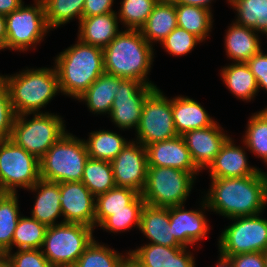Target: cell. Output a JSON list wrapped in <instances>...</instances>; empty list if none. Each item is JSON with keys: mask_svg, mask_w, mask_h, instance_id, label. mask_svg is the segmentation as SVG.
Here are the masks:
<instances>
[{"mask_svg": "<svg viewBox=\"0 0 267 267\" xmlns=\"http://www.w3.org/2000/svg\"><path fill=\"white\" fill-rule=\"evenodd\" d=\"M246 129L243 143L267 164V108L254 113Z\"/></svg>", "mask_w": 267, "mask_h": 267, "instance_id": "36", "label": "cell"}, {"mask_svg": "<svg viewBox=\"0 0 267 267\" xmlns=\"http://www.w3.org/2000/svg\"><path fill=\"white\" fill-rule=\"evenodd\" d=\"M199 42L202 41L197 36L177 26L160 44L168 54L182 56L191 52Z\"/></svg>", "mask_w": 267, "mask_h": 267, "instance_id": "41", "label": "cell"}, {"mask_svg": "<svg viewBox=\"0 0 267 267\" xmlns=\"http://www.w3.org/2000/svg\"><path fill=\"white\" fill-rule=\"evenodd\" d=\"M62 222L95 227V196L81 181L60 183Z\"/></svg>", "mask_w": 267, "mask_h": 267, "instance_id": "15", "label": "cell"}, {"mask_svg": "<svg viewBox=\"0 0 267 267\" xmlns=\"http://www.w3.org/2000/svg\"><path fill=\"white\" fill-rule=\"evenodd\" d=\"M88 159L84 140L66 132L39 160L40 179L57 183L81 181Z\"/></svg>", "mask_w": 267, "mask_h": 267, "instance_id": "5", "label": "cell"}, {"mask_svg": "<svg viewBox=\"0 0 267 267\" xmlns=\"http://www.w3.org/2000/svg\"><path fill=\"white\" fill-rule=\"evenodd\" d=\"M103 52L106 73L157 88L147 78L154 61L153 46L146 41L140 30L121 31Z\"/></svg>", "mask_w": 267, "mask_h": 267, "instance_id": "2", "label": "cell"}, {"mask_svg": "<svg viewBox=\"0 0 267 267\" xmlns=\"http://www.w3.org/2000/svg\"><path fill=\"white\" fill-rule=\"evenodd\" d=\"M169 208L145 204L141 211L139 230L152 243L168 247H183L174 238L170 227Z\"/></svg>", "mask_w": 267, "mask_h": 267, "instance_id": "21", "label": "cell"}, {"mask_svg": "<svg viewBox=\"0 0 267 267\" xmlns=\"http://www.w3.org/2000/svg\"><path fill=\"white\" fill-rule=\"evenodd\" d=\"M126 254L118 267H143L129 252Z\"/></svg>", "mask_w": 267, "mask_h": 267, "instance_id": "50", "label": "cell"}, {"mask_svg": "<svg viewBox=\"0 0 267 267\" xmlns=\"http://www.w3.org/2000/svg\"><path fill=\"white\" fill-rule=\"evenodd\" d=\"M84 142L89 158L110 162L128 143L120 134L104 129L90 132L89 139Z\"/></svg>", "mask_w": 267, "mask_h": 267, "instance_id": "29", "label": "cell"}, {"mask_svg": "<svg viewBox=\"0 0 267 267\" xmlns=\"http://www.w3.org/2000/svg\"><path fill=\"white\" fill-rule=\"evenodd\" d=\"M23 3L22 0H0V14L6 16L17 10Z\"/></svg>", "mask_w": 267, "mask_h": 267, "instance_id": "47", "label": "cell"}, {"mask_svg": "<svg viewBox=\"0 0 267 267\" xmlns=\"http://www.w3.org/2000/svg\"><path fill=\"white\" fill-rule=\"evenodd\" d=\"M229 258L234 267H265L263 252L242 253Z\"/></svg>", "mask_w": 267, "mask_h": 267, "instance_id": "46", "label": "cell"}, {"mask_svg": "<svg viewBox=\"0 0 267 267\" xmlns=\"http://www.w3.org/2000/svg\"><path fill=\"white\" fill-rule=\"evenodd\" d=\"M260 215L232 218L234 223L219 237L220 254L229 257L267 250V219Z\"/></svg>", "mask_w": 267, "mask_h": 267, "instance_id": "12", "label": "cell"}, {"mask_svg": "<svg viewBox=\"0 0 267 267\" xmlns=\"http://www.w3.org/2000/svg\"><path fill=\"white\" fill-rule=\"evenodd\" d=\"M0 267H8L7 252L0 251Z\"/></svg>", "mask_w": 267, "mask_h": 267, "instance_id": "52", "label": "cell"}, {"mask_svg": "<svg viewBox=\"0 0 267 267\" xmlns=\"http://www.w3.org/2000/svg\"><path fill=\"white\" fill-rule=\"evenodd\" d=\"M34 6L24 3L6 15V49L28 51L43 40L49 32L42 0H34Z\"/></svg>", "mask_w": 267, "mask_h": 267, "instance_id": "10", "label": "cell"}, {"mask_svg": "<svg viewBox=\"0 0 267 267\" xmlns=\"http://www.w3.org/2000/svg\"><path fill=\"white\" fill-rule=\"evenodd\" d=\"M177 26L176 4L170 0H159L140 31L153 45V42L161 43Z\"/></svg>", "mask_w": 267, "mask_h": 267, "instance_id": "26", "label": "cell"}, {"mask_svg": "<svg viewBox=\"0 0 267 267\" xmlns=\"http://www.w3.org/2000/svg\"><path fill=\"white\" fill-rule=\"evenodd\" d=\"M139 195L129 188L114 187L95 197V226H99L111 212L129 210V204Z\"/></svg>", "mask_w": 267, "mask_h": 267, "instance_id": "31", "label": "cell"}, {"mask_svg": "<svg viewBox=\"0 0 267 267\" xmlns=\"http://www.w3.org/2000/svg\"><path fill=\"white\" fill-rule=\"evenodd\" d=\"M170 1L174 2L175 4H186L211 10L210 4L213 0H170Z\"/></svg>", "mask_w": 267, "mask_h": 267, "instance_id": "48", "label": "cell"}, {"mask_svg": "<svg viewBox=\"0 0 267 267\" xmlns=\"http://www.w3.org/2000/svg\"><path fill=\"white\" fill-rule=\"evenodd\" d=\"M184 205L169 207L170 227L175 240L183 247L194 246L206 238L208 220L201 210H185ZM194 244V245H193Z\"/></svg>", "mask_w": 267, "mask_h": 267, "instance_id": "18", "label": "cell"}, {"mask_svg": "<svg viewBox=\"0 0 267 267\" xmlns=\"http://www.w3.org/2000/svg\"><path fill=\"white\" fill-rule=\"evenodd\" d=\"M211 11L198 6L176 4L177 25L203 42L213 27Z\"/></svg>", "mask_w": 267, "mask_h": 267, "instance_id": "30", "label": "cell"}, {"mask_svg": "<svg viewBox=\"0 0 267 267\" xmlns=\"http://www.w3.org/2000/svg\"><path fill=\"white\" fill-rule=\"evenodd\" d=\"M47 226L32 217L20 216L12 239L13 246L19 249H41Z\"/></svg>", "mask_w": 267, "mask_h": 267, "instance_id": "37", "label": "cell"}, {"mask_svg": "<svg viewBox=\"0 0 267 267\" xmlns=\"http://www.w3.org/2000/svg\"><path fill=\"white\" fill-rule=\"evenodd\" d=\"M125 256L104 244H99L94 238L73 267H118Z\"/></svg>", "mask_w": 267, "mask_h": 267, "instance_id": "40", "label": "cell"}, {"mask_svg": "<svg viewBox=\"0 0 267 267\" xmlns=\"http://www.w3.org/2000/svg\"><path fill=\"white\" fill-rule=\"evenodd\" d=\"M227 88L238 99L251 101L258 90V83L246 62H234L220 70Z\"/></svg>", "mask_w": 267, "mask_h": 267, "instance_id": "28", "label": "cell"}, {"mask_svg": "<svg viewBox=\"0 0 267 267\" xmlns=\"http://www.w3.org/2000/svg\"><path fill=\"white\" fill-rule=\"evenodd\" d=\"M172 112L174 127L179 136L187 131L211 126L216 122L200 103L187 96L172 98Z\"/></svg>", "mask_w": 267, "mask_h": 267, "instance_id": "24", "label": "cell"}, {"mask_svg": "<svg viewBox=\"0 0 267 267\" xmlns=\"http://www.w3.org/2000/svg\"><path fill=\"white\" fill-rule=\"evenodd\" d=\"M208 169L210 179L246 177L254 175L259 170L249 166L246 152L242 147L236 146L230 137L222 145Z\"/></svg>", "mask_w": 267, "mask_h": 267, "instance_id": "20", "label": "cell"}, {"mask_svg": "<svg viewBox=\"0 0 267 267\" xmlns=\"http://www.w3.org/2000/svg\"><path fill=\"white\" fill-rule=\"evenodd\" d=\"M246 63L257 80L258 90L261 88L267 91V54L261 50Z\"/></svg>", "mask_w": 267, "mask_h": 267, "instance_id": "44", "label": "cell"}, {"mask_svg": "<svg viewBox=\"0 0 267 267\" xmlns=\"http://www.w3.org/2000/svg\"><path fill=\"white\" fill-rule=\"evenodd\" d=\"M61 93L78 99L104 70V52L78 39L55 58Z\"/></svg>", "mask_w": 267, "mask_h": 267, "instance_id": "3", "label": "cell"}, {"mask_svg": "<svg viewBox=\"0 0 267 267\" xmlns=\"http://www.w3.org/2000/svg\"><path fill=\"white\" fill-rule=\"evenodd\" d=\"M118 19L116 12L83 17L79 23L77 38L104 49L121 32Z\"/></svg>", "mask_w": 267, "mask_h": 267, "instance_id": "23", "label": "cell"}, {"mask_svg": "<svg viewBox=\"0 0 267 267\" xmlns=\"http://www.w3.org/2000/svg\"><path fill=\"white\" fill-rule=\"evenodd\" d=\"M155 86L145 85L134 79L120 78V86L109 114L112 122L120 129H137L146 97Z\"/></svg>", "mask_w": 267, "mask_h": 267, "instance_id": "13", "label": "cell"}, {"mask_svg": "<svg viewBox=\"0 0 267 267\" xmlns=\"http://www.w3.org/2000/svg\"><path fill=\"white\" fill-rule=\"evenodd\" d=\"M202 209L228 219L260 214L267 204V178L260 169L246 177L213 178Z\"/></svg>", "mask_w": 267, "mask_h": 267, "instance_id": "1", "label": "cell"}, {"mask_svg": "<svg viewBox=\"0 0 267 267\" xmlns=\"http://www.w3.org/2000/svg\"><path fill=\"white\" fill-rule=\"evenodd\" d=\"M17 193L0 195V251L11 252L12 239L20 219Z\"/></svg>", "mask_w": 267, "mask_h": 267, "instance_id": "34", "label": "cell"}, {"mask_svg": "<svg viewBox=\"0 0 267 267\" xmlns=\"http://www.w3.org/2000/svg\"><path fill=\"white\" fill-rule=\"evenodd\" d=\"M81 182L95 197L116 187L111 162L89 158Z\"/></svg>", "mask_w": 267, "mask_h": 267, "instance_id": "32", "label": "cell"}, {"mask_svg": "<svg viewBox=\"0 0 267 267\" xmlns=\"http://www.w3.org/2000/svg\"><path fill=\"white\" fill-rule=\"evenodd\" d=\"M218 122L213 125L185 132L182 138L190 151L191 158L199 170L207 169L230 137Z\"/></svg>", "mask_w": 267, "mask_h": 267, "instance_id": "16", "label": "cell"}, {"mask_svg": "<svg viewBox=\"0 0 267 267\" xmlns=\"http://www.w3.org/2000/svg\"><path fill=\"white\" fill-rule=\"evenodd\" d=\"M40 179L39 160L11 139L0 140V189L17 193L29 189Z\"/></svg>", "mask_w": 267, "mask_h": 267, "instance_id": "9", "label": "cell"}, {"mask_svg": "<svg viewBox=\"0 0 267 267\" xmlns=\"http://www.w3.org/2000/svg\"><path fill=\"white\" fill-rule=\"evenodd\" d=\"M28 190L37 192L31 217L48 226L56 223V219L62 216L60 203V183L39 179L35 185Z\"/></svg>", "mask_w": 267, "mask_h": 267, "instance_id": "22", "label": "cell"}, {"mask_svg": "<svg viewBox=\"0 0 267 267\" xmlns=\"http://www.w3.org/2000/svg\"><path fill=\"white\" fill-rule=\"evenodd\" d=\"M93 231L90 226L76 223L48 226L41 251L52 267H73L93 241Z\"/></svg>", "mask_w": 267, "mask_h": 267, "instance_id": "6", "label": "cell"}, {"mask_svg": "<svg viewBox=\"0 0 267 267\" xmlns=\"http://www.w3.org/2000/svg\"><path fill=\"white\" fill-rule=\"evenodd\" d=\"M45 18L50 30L67 24L73 18H83L85 0H42Z\"/></svg>", "mask_w": 267, "mask_h": 267, "instance_id": "35", "label": "cell"}, {"mask_svg": "<svg viewBox=\"0 0 267 267\" xmlns=\"http://www.w3.org/2000/svg\"><path fill=\"white\" fill-rule=\"evenodd\" d=\"M17 115L13 125L11 140L40 160L48 149L67 131L63 118L53 113Z\"/></svg>", "mask_w": 267, "mask_h": 267, "instance_id": "7", "label": "cell"}, {"mask_svg": "<svg viewBox=\"0 0 267 267\" xmlns=\"http://www.w3.org/2000/svg\"><path fill=\"white\" fill-rule=\"evenodd\" d=\"M136 142V143H135ZM116 187L129 188L141 194L144 190L148 160L146 147L130 141L111 161Z\"/></svg>", "mask_w": 267, "mask_h": 267, "instance_id": "14", "label": "cell"}, {"mask_svg": "<svg viewBox=\"0 0 267 267\" xmlns=\"http://www.w3.org/2000/svg\"><path fill=\"white\" fill-rule=\"evenodd\" d=\"M237 12L236 23L267 35V0H227Z\"/></svg>", "mask_w": 267, "mask_h": 267, "instance_id": "33", "label": "cell"}, {"mask_svg": "<svg viewBox=\"0 0 267 267\" xmlns=\"http://www.w3.org/2000/svg\"><path fill=\"white\" fill-rule=\"evenodd\" d=\"M148 166L171 167L198 174L199 169L194 164L182 136L155 142L145 146Z\"/></svg>", "mask_w": 267, "mask_h": 267, "instance_id": "17", "label": "cell"}, {"mask_svg": "<svg viewBox=\"0 0 267 267\" xmlns=\"http://www.w3.org/2000/svg\"><path fill=\"white\" fill-rule=\"evenodd\" d=\"M198 174L171 167L148 166L147 179L141 193L145 204L154 207H174L187 200Z\"/></svg>", "mask_w": 267, "mask_h": 267, "instance_id": "8", "label": "cell"}, {"mask_svg": "<svg viewBox=\"0 0 267 267\" xmlns=\"http://www.w3.org/2000/svg\"><path fill=\"white\" fill-rule=\"evenodd\" d=\"M114 0H85L83 17H92L115 12L111 7Z\"/></svg>", "mask_w": 267, "mask_h": 267, "instance_id": "45", "label": "cell"}, {"mask_svg": "<svg viewBox=\"0 0 267 267\" xmlns=\"http://www.w3.org/2000/svg\"><path fill=\"white\" fill-rule=\"evenodd\" d=\"M6 49V17L0 14V50Z\"/></svg>", "mask_w": 267, "mask_h": 267, "instance_id": "49", "label": "cell"}, {"mask_svg": "<svg viewBox=\"0 0 267 267\" xmlns=\"http://www.w3.org/2000/svg\"><path fill=\"white\" fill-rule=\"evenodd\" d=\"M264 266L267 267V250L263 251Z\"/></svg>", "mask_w": 267, "mask_h": 267, "instance_id": "53", "label": "cell"}, {"mask_svg": "<svg viewBox=\"0 0 267 267\" xmlns=\"http://www.w3.org/2000/svg\"><path fill=\"white\" fill-rule=\"evenodd\" d=\"M145 201L141 194H139L130 204L129 210H120L111 212V216L107 217L99 226L103 230L110 232L129 231L132 227L139 228L140 216Z\"/></svg>", "mask_w": 267, "mask_h": 267, "instance_id": "38", "label": "cell"}, {"mask_svg": "<svg viewBox=\"0 0 267 267\" xmlns=\"http://www.w3.org/2000/svg\"><path fill=\"white\" fill-rule=\"evenodd\" d=\"M159 0H122L117 17L126 29L140 30Z\"/></svg>", "mask_w": 267, "mask_h": 267, "instance_id": "39", "label": "cell"}, {"mask_svg": "<svg viewBox=\"0 0 267 267\" xmlns=\"http://www.w3.org/2000/svg\"><path fill=\"white\" fill-rule=\"evenodd\" d=\"M119 86V77L104 72L89 86L78 100L85 101L90 112H94V114H110Z\"/></svg>", "mask_w": 267, "mask_h": 267, "instance_id": "27", "label": "cell"}, {"mask_svg": "<svg viewBox=\"0 0 267 267\" xmlns=\"http://www.w3.org/2000/svg\"><path fill=\"white\" fill-rule=\"evenodd\" d=\"M8 267H52L41 249H19L7 252Z\"/></svg>", "mask_w": 267, "mask_h": 267, "instance_id": "43", "label": "cell"}, {"mask_svg": "<svg viewBox=\"0 0 267 267\" xmlns=\"http://www.w3.org/2000/svg\"><path fill=\"white\" fill-rule=\"evenodd\" d=\"M137 142L143 146L178 136L173 122L172 99L155 88L145 99L137 127Z\"/></svg>", "mask_w": 267, "mask_h": 267, "instance_id": "11", "label": "cell"}, {"mask_svg": "<svg viewBox=\"0 0 267 267\" xmlns=\"http://www.w3.org/2000/svg\"><path fill=\"white\" fill-rule=\"evenodd\" d=\"M16 116L7 83L0 75V140L11 138Z\"/></svg>", "mask_w": 267, "mask_h": 267, "instance_id": "42", "label": "cell"}, {"mask_svg": "<svg viewBox=\"0 0 267 267\" xmlns=\"http://www.w3.org/2000/svg\"><path fill=\"white\" fill-rule=\"evenodd\" d=\"M218 263L215 267H234L231 259L229 257L219 254Z\"/></svg>", "mask_w": 267, "mask_h": 267, "instance_id": "51", "label": "cell"}, {"mask_svg": "<svg viewBox=\"0 0 267 267\" xmlns=\"http://www.w3.org/2000/svg\"><path fill=\"white\" fill-rule=\"evenodd\" d=\"M3 77L16 115L43 113L40 109L61 92L55 67L27 68L19 74Z\"/></svg>", "mask_w": 267, "mask_h": 267, "instance_id": "4", "label": "cell"}, {"mask_svg": "<svg viewBox=\"0 0 267 267\" xmlns=\"http://www.w3.org/2000/svg\"><path fill=\"white\" fill-rule=\"evenodd\" d=\"M186 247L145 244L129 253L143 267H195V259Z\"/></svg>", "mask_w": 267, "mask_h": 267, "instance_id": "19", "label": "cell"}, {"mask_svg": "<svg viewBox=\"0 0 267 267\" xmlns=\"http://www.w3.org/2000/svg\"><path fill=\"white\" fill-rule=\"evenodd\" d=\"M260 41L255 30L233 22L225 35L226 55L234 62H247L262 50Z\"/></svg>", "mask_w": 267, "mask_h": 267, "instance_id": "25", "label": "cell"}]
</instances>
